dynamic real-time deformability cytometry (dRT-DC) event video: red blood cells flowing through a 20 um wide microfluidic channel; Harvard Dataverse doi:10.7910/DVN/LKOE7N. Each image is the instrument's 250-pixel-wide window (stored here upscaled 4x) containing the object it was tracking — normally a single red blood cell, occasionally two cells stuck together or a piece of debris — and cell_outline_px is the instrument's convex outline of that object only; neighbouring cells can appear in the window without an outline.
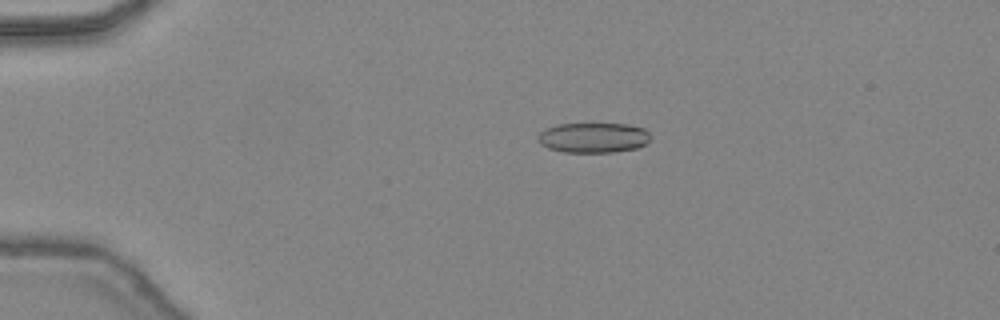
{"species": "common noctule bat (a hibernating species)", "species_latin": "Nyctalus noctula", "temperature_condition": "warm", "stored_images_in_passage": 47, "camera_frame_rate_fps": 3000, "um_per_image_px": 0.085, "animal": {"sex": "female", "body_mass_g": 24.6, "forearm_length_mm": 56.2}, "frame": {"image": 1, "passage_image": 11, "time_ms": 3.333, "image_size_px": [1000, 320], "cell_outline_px": [[648, 140], [644, 144], [636, 148], [612, 152], [564, 152], [548, 148], [540, 144], [536, 140], [536, 136], [544, 128], [556, 124], [628, 124], [644, 128], [648, 132]], "centroid_in_image_um": [50.36, 11.69], "position_along_channel_um": 34.6, "area_um2": 19.77}}
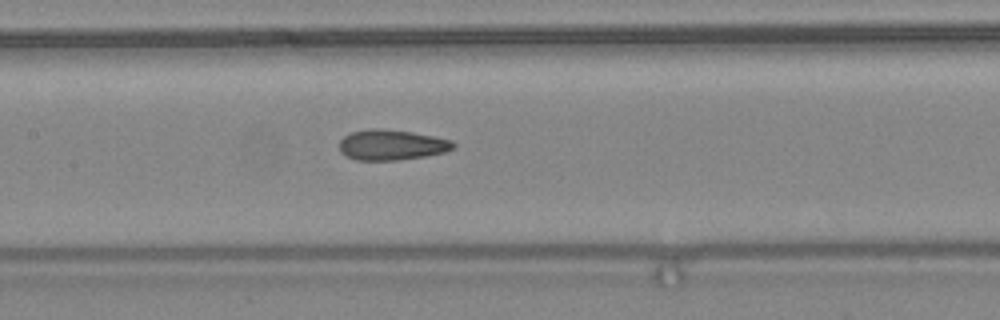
{"frame": {"image": 2, "passage_image": 24, "time_ms": 7.667, "image_size_px": [1000, 320], "cell_outline_px": [[456, 144], [452, 148], [444, 152], [424, 156], [396, 160], [356, 160], [344, 156], [340, 152], [340, 140], [348, 132], [372, 128], [380, 128], [412, 132], [452, 140]], "centroid_in_image_um": [33.23, 12.31], "position_along_channel_um": 174.2, "area_um2": 20.23}}
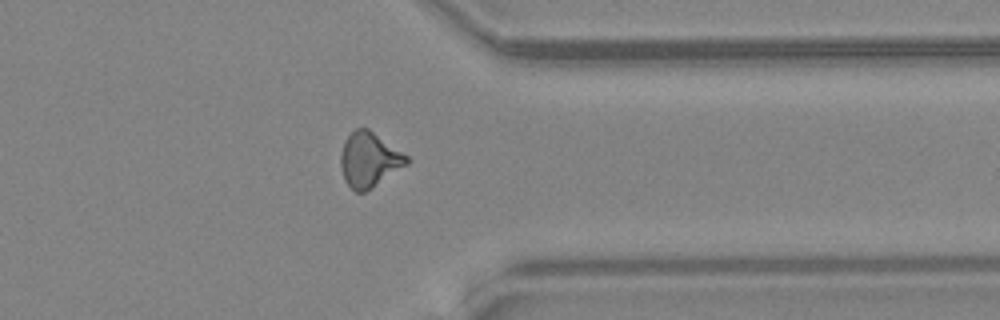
{"frame": {"image": 3, "passage_image": 38, "time_ms": 12.333, "image_size_px": [1000, 320], "cell_outline_px": [[408, 164], [372, 188], [364, 192], [356, 192], [344, 180], [340, 168], [340, 156], [344, 140], [356, 128], [368, 128], [408, 156]], "centroid_in_image_um": [31.36, 13.58], "position_along_channel_um": 380.0, "area_um2": 20.98}, "authors_computed_cell_mechanics": {"area_um2": 20.23, "velocity_mm_per_s": 4.5119, "shape_relaxation_time_tau1_ms": null, "shape_relaxation_time_tau2_ms": 1.4034, "deformation_change_tau1": null, "deformation_change_tau2": 0.0925}}